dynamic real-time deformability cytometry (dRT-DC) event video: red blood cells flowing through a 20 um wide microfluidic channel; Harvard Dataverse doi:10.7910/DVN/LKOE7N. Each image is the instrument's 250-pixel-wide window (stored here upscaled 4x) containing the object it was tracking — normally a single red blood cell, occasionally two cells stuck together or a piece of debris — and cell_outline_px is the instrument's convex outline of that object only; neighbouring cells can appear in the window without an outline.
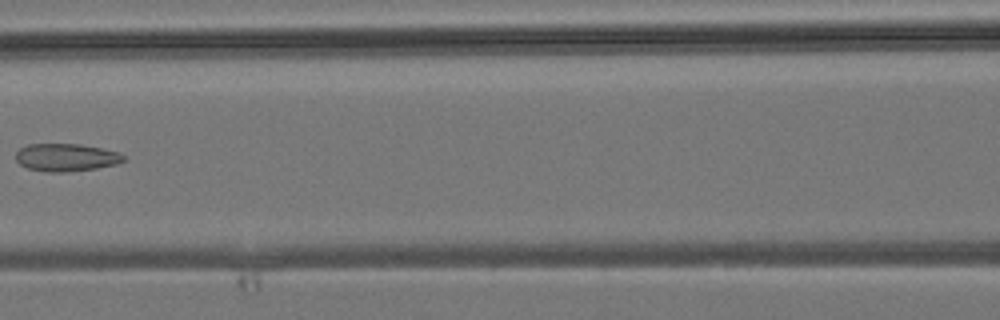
{"species": "common noctule bat (a hibernating species)", "species_latin": "Nyctalus noctula", "temperature_condition": "room temperature", "stored_images_in_passage": 5, "camera_frame_rate_fps": 3000, "um_per_image_px": 0.085, "animal": {"sex": "male", "body_mass_g": 19.2, "forearm_length_mm": 51.8}, "frame": {"image": 1, "passage_image": 5, "time_ms": 4.667, "image_size_px": [1000, 320], "cell_outline_px": [[124, 160], [116, 164], [96, 168], [68, 172], [44, 172], [28, 168], [20, 164], [16, 160], [16, 152], [20, 148], [28, 144], [80, 144], [120, 152], [124, 156]], "centroid_in_image_um": [5.6, 13.38], "position_along_channel_um": 161.0, "area_um2": 17.4}}